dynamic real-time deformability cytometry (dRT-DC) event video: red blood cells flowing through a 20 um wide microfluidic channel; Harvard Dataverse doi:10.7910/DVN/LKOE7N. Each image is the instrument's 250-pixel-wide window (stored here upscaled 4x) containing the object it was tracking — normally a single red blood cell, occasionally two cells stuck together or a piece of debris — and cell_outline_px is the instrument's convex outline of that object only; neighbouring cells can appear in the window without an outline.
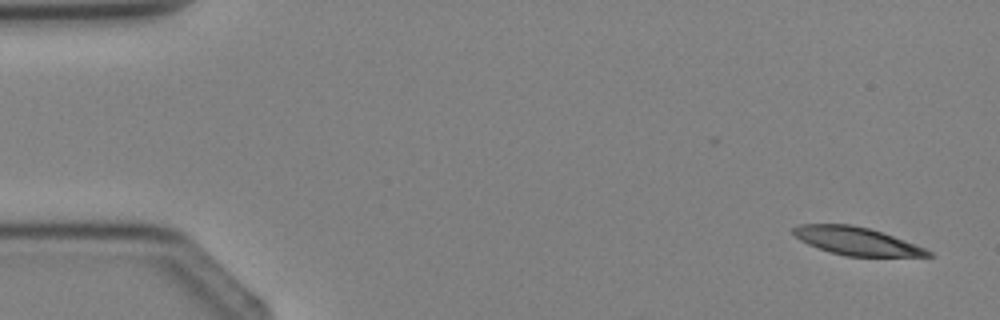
{"species": "Egyptian fruit bat (a non-hibernating species)", "species_latin": "Rousettus aegyptiacus", "temperature_condition": "cold", "stored_images_in_passage": 3, "camera_frame_rate_fps": 3000, "um_per_image_px": 0.085, "animal": {"sex": "female"}, "frame": {"image": 1, "passage_image": 1, "time_ms": 0.0, "image_size_px": [1000, 320], "cell_outline_px": [[936, 256], [848, 256], [828, 252], [808, 244], [800, 240], [792, 232], [792, 228], [800, 224], [852, 224], [868, 228], [904, 240], [924, 248], [932, 252]], "centroid_in_image_um": [72.77, 20.49], "position_along_channel_um": 12.2, "area_um2": 21.68}}